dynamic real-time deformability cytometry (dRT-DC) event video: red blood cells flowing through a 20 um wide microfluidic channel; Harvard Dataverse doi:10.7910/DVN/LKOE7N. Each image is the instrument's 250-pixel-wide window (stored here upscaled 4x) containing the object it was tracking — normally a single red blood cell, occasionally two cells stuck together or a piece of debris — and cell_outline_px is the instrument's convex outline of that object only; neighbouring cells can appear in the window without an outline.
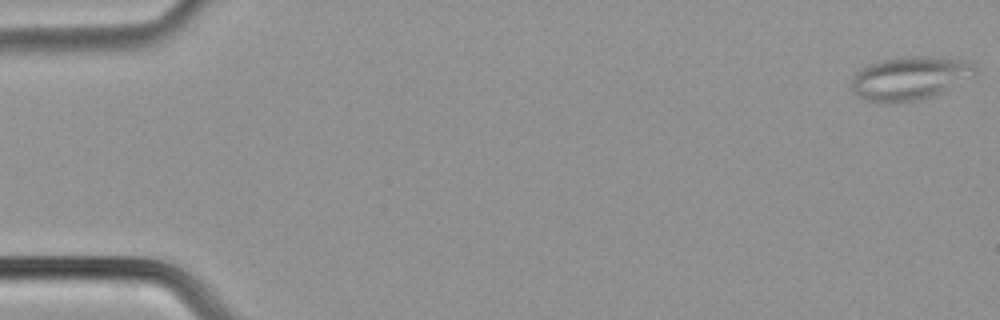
{"species": "common noctule bat (a hibernating species)", "species_latin": "Nyctalus noctula", "temperature_condition": "cold", "stored_images_in_passage": 11, "camera_frame_rate_fps": 3000, "um_per_image_px": 0.085, "animal": {"sex": "male", "body_mass_g": 21.5, "forearm_length_mm": 52.0}, "frame": {"image": 1, "passage_image": 1, "time_ms": 0.0, "image_size_px": [1000, 320], "cell_outline_px": [[976, 72], [972, 76], [932, 96], [916, 100], [868, 100], [856, 96], [852, 92], [852, 76], [860, 68], [868, 64], [880, 60], [900, 56], [936, 56], [964, 60], [972, 64], [976, 68]], "centroid_in_image_um": [77.3, 6.59], "position_along_channel_um": 7.7, "area_um2": 30.69}}